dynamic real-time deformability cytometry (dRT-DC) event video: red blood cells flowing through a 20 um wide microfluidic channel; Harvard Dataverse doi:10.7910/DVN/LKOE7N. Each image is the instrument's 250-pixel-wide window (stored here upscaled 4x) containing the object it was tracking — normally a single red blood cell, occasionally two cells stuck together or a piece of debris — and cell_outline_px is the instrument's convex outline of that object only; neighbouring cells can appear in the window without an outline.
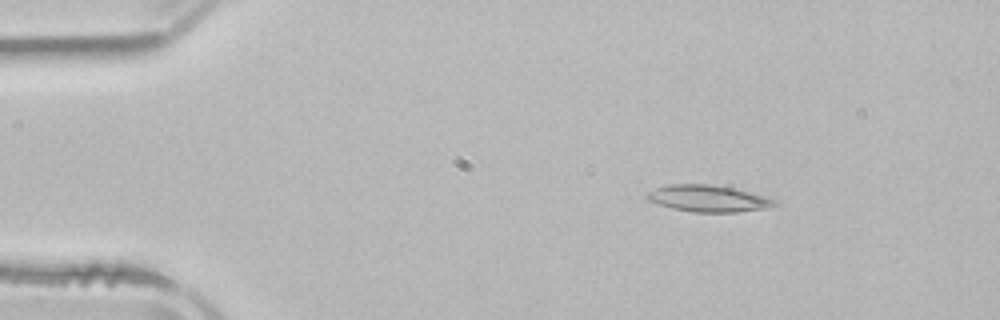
{"species": "common noctule bat (a hibernating species)", "species_latin": "Nyctalus noctula", "temperature_condition": "room temperature", "stored_images_in_passage": 3, "camera_frame_rate_fps": 3000, "um_per_image_px": 0.085, "animal": {"sex": "male", "body_mass_g": 21.5, "forearm_length_mm": 52.0}, "frame": {"image": 1, "passage_image": 1, "time_ms": 0.0, "image_size_px": [1000, 320], "cell_outline_px": [[776, 204], [764, 208], [736, 212], [692, 212], [672, 208], [648, 200], [644, 196], [648, 192], [656, 188], [668, 184], [708, 184], [732, 188], [764, 196], [776, 200]], "centroid_in_image_um": [60.14, 16.87], "position_along_channel_um": 24.9, "area_um2": 19.48}}
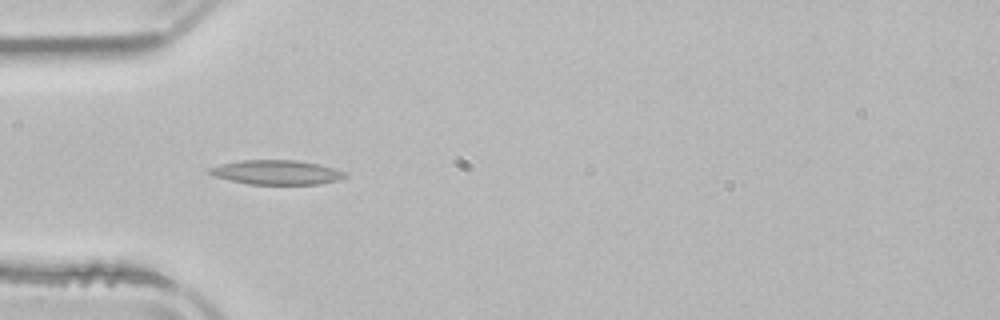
{"frame": {"image": 2, "passage_image": 3, "time_ms": 2.667, "image_size_px": [1000, 320], "cell_outline_px": [[348, 176], [340, 180], [320, 184], [248, 184], [212, 176], [208, 172], [208, 168], [220, 164], [240, 160], [296, 160], [320, 164], [344, 172]], "centroid_in_image_um": [23.49, 14.65], "position_along_channel_um": 61.5, "area_um2": 19.36}}